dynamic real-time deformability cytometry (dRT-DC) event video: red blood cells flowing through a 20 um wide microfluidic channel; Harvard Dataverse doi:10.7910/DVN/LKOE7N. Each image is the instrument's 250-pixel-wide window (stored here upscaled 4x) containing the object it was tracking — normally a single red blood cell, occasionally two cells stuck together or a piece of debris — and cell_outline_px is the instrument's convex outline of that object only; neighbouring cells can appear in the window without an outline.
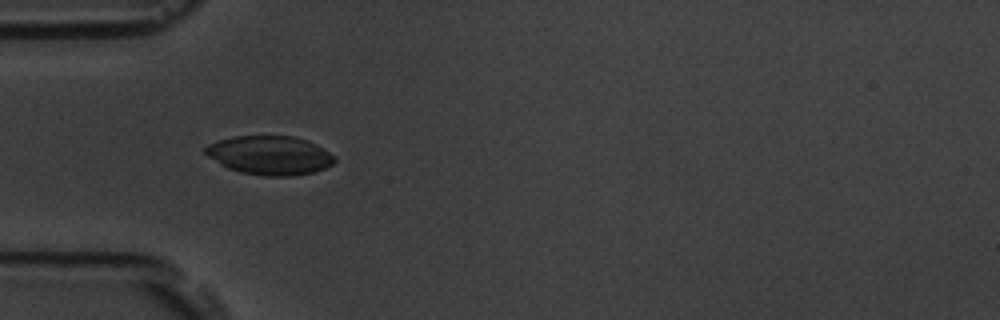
{"species": "common noctule bat (a hibernating species)", "species_latin": "Nyctalus noctula", "temperature_condition": "room temperature", "stored_images_in_passage": 51, "camera_frame_rate_fps": 3000, "um_per_image_px": 0.085, "animal": {"sex": "male", "body_mass_g": 19.5, "forearm_length_mm": 54.6}, "frame": {"image": 1, "passage_image": 17, "time_ms": 5.333, "image_size_px": [1000, 320], "cell_outline_px": [[336, 160], [332, 164], [316, 172], [292, 176], [264, 176], [240, 172], [228, 168], [220, 164], [208, 156], [204, 152], [204, 148], [208, 144], [232, 136], [292, 136], [308, 140], [336, 156]], "centroid_in_image_um": [22.94, 13.2], "position_along_channel_um": 62.1, "area_um2": 29.36}}
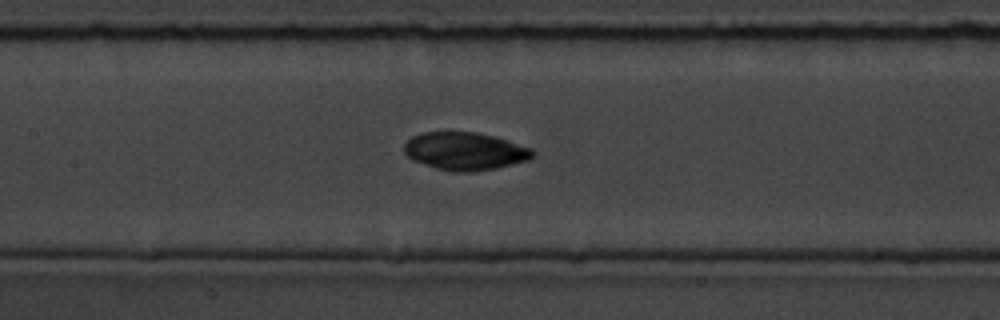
{"frame": {"image": 2, "passage_image": 26, "time_ms": 8.333, "image_size_px": [1000, 320], "cell_outline_px": [[532, 156], [528, 160], [496, 168], [472, 172], [452, 172], [436, 168], [412, 160], [404, 152], [404, 144], [412, 136], [420, 132], [476, 132], [508, 140], [532, 148]], "centroid_in_image_um": [39.49, 12.85], "position_along_channel_um": 167.9, "area_um2": 28.26}}
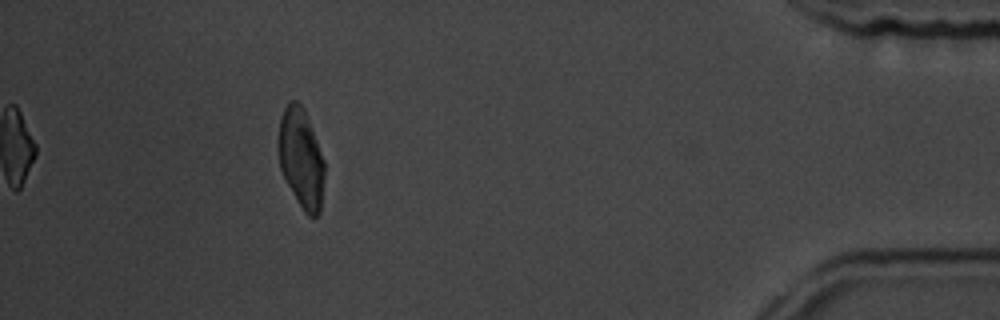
{"frame": {"image": 3, "passage_image": 51, "time_ms": 16.667, "image_size_px": [1000, 320], "cell_outline_px": [[324, 176], [320, 212], [316, 216], [308, 216], [304, 212], [288, 184], [280, 168], [276, 144], [276, 140], [280, 120], [284, 108], [288, 100], [296, 100], [304, 108], [324, 160]], "centroid_in_image_um": [25.56, 13.41], "position_along_channel_um": 409.6, "area_um2": 26.82}, "authors_computed_cell_mechanics": {"area_um2": 28.0908, "velocity_mm_per_s": 3.5804, "shape_relaxation_time_tau1_ms": null, "shape_relaxation_time_tau2_ms": 8.736, "deformation_change_tau1": null, "deformation_change_tau2": 0.074}}